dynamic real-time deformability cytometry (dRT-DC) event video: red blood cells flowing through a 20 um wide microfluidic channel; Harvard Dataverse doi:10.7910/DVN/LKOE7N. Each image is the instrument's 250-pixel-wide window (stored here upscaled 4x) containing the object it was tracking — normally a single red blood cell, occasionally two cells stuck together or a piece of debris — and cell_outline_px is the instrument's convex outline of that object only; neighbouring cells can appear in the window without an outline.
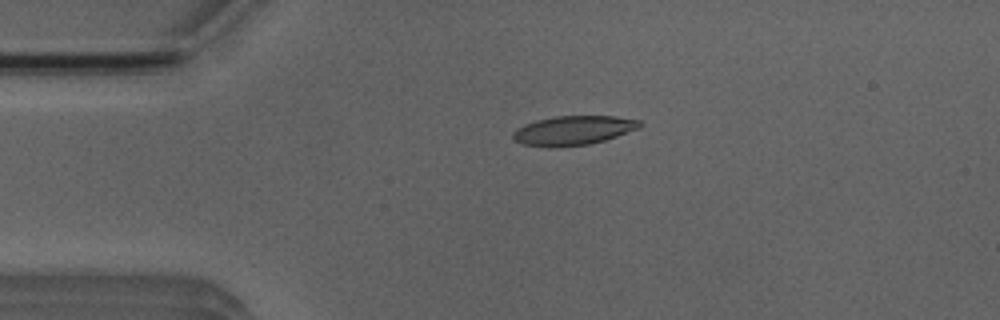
{"species": "Egyptian fruit bat (a non-hibernating species)", "species_latin": "Rousettus aegyptiacus", "temperature_condition": "room temperature", "stored_images_in_passage": 3, "camera_frame_rate_fps": 3000, "um_per_image_px": 0.085, "animal": {"sex": "male"}, "frame": {"image": 1, "passage_image": 2, "time_ms": 2.0, "image_size_px": [1000, 320], "cell_outline_px": [[644, 124], [640, 128], [604, 140], [588, 144], [556, 148], [548, 148], [524, 144], [516, 140], [512, 136], [512, 132], [516, 128], [524, 124], [536, 120], [556, 116], [616, 116], [640, 120]], "centroid_in_image_um": [48.73, 11.09], "position_along_channel_um": 36.3, "area_um2": 21.79}}